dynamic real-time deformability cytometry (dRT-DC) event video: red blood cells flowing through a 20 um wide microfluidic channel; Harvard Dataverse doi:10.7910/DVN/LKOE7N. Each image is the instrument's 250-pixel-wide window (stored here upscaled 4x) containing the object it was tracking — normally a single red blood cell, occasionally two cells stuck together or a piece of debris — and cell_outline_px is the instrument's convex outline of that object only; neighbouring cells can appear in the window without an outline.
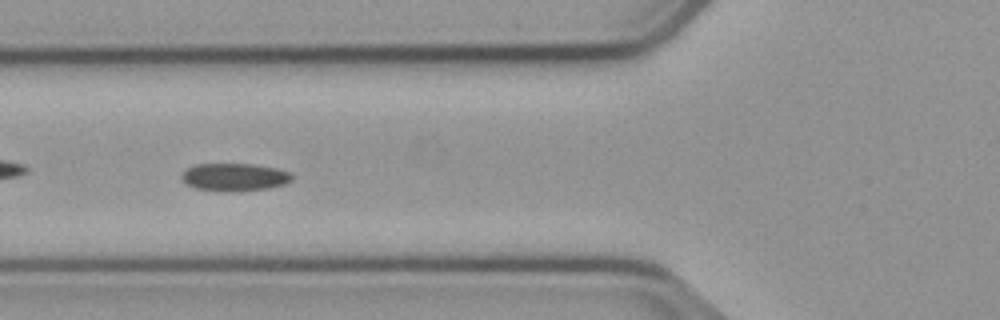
{"species": "common noctule bat (a hibernating species)", "species_latin": "Nyctalus noctula", "temperature_condition": "cold", "stored_images_in_passage": 41, "camera_frame_rate_fps": 3000, "um_per_image_px": 0.085, "animal": {"sex": "male", "body_mass_g": 23.1, "forearm_length_mm": 52.7}, "frame": {"image": 1, "passage_image": 6, "time_ms": 1.667, "image_size_px": [1000, 320], "cell_outline_px": [[292, 180], [284, 184], [268, 188], [220, 192], [196, 188], [188, 184], [180, 176], [188, 168], [196, 164], [252, 164], [276, 168], [288, 172], [292, 176]], "centroid_in_image_um": [19.92, 15.05], "position_along_channel_um": 105.9, "area_um2": 17.57}}
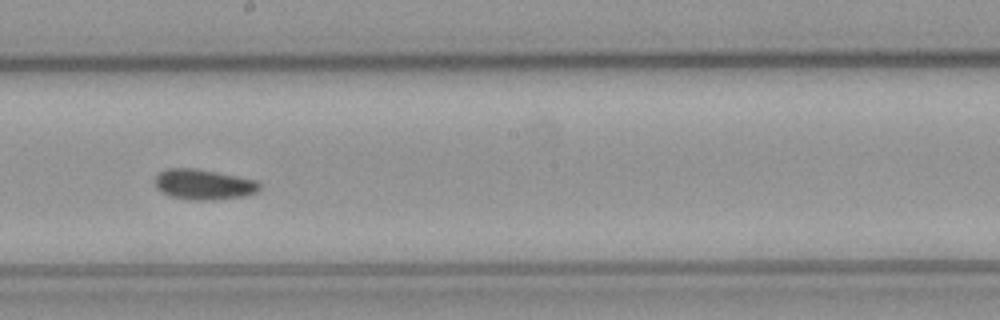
{"frame": {"image": 2, "passage_image": 16, "time_ms": 5.0, "image_size_px": [1000, 320], "cell_outline_px": [[260, 188], [256, 192], [244, 196], [212, 200], [192, 200], [172, 196], [160, 192], [156, 188], [152, 180], [160, 172], [168, 168], [196, 168], [256, 180], [260, 184]], "centroid_in_image_um": [17.26, 15.67], "position_along_channel_um": 230.9, "area_um2": 18.55}}
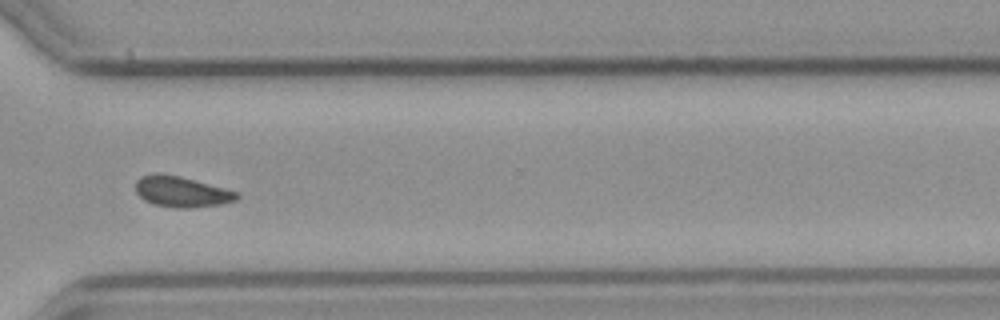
{"frame": {"image": 3, "passage_image": 26, "time_ms": 8.333, "image_size_px": [1000, 320], "cell_outline_px": [[240, 196], [236, 200], [220, 204], [188, 208], [176, 208], [156, 204], [144, 200], [136, 192], [136, 180], [140, 176], [152, 172], [160, 172], [180, 176], [240, 192]], "centroid_in_image_um": [15.42, 16.27], "position_along_channel_um": 355.2, "area_um2": 18.26}, "authors_computed_cell_mechanics": {"area_um2": 17.629, "velocity_mm_per_s": 3.7308, "shape_relaxation_time_tau1_ms": 2.6736, "shape_relaxation_time_tau2_ms": 6.1511, "deformation_change_tau1": 0.0673, "deformation_change_tau2": 0.1036}}